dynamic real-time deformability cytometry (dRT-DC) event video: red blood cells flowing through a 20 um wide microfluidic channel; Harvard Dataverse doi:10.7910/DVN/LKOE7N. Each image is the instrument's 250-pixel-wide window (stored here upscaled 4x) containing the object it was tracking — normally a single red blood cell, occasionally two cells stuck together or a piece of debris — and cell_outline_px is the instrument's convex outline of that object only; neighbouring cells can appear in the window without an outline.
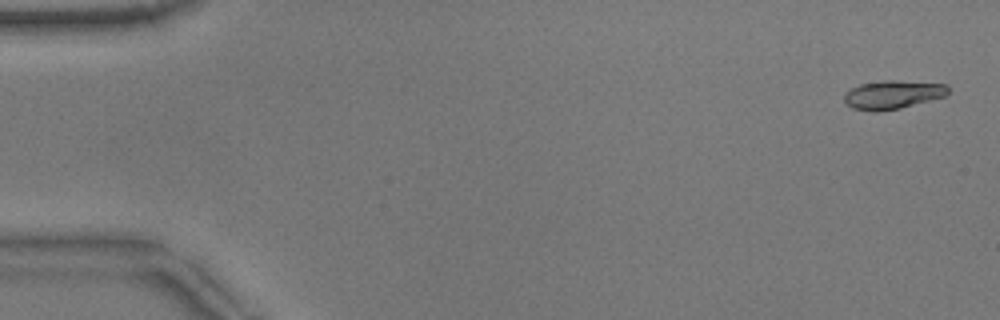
{"species": "common noctule bat (a hibernating species)", "species_latin": "Nyctalus noctula", "temperature_condition": "warm", "stored_images_in_passage": 53, "camera_frame_rate_fps": 3000, "um_per_image_px": 0.085, "animal": {"sex": "male", "body_mass_g": 17.9}, "frame": {"image": 1, "passage_image": 2, "time_ms": 0.333, "image_size_px": [1000, 320], "cell_outline_px": [[948, 92], [944, 96], [900, 108], [880, 112], [872, 112], [852, 108], [844, 100], [844, 92], [860, 84], [884, 80], [896, 80], [948, 84]], "centroid_in_image_um": [75.85, 8.04], "position_along_channel_um": 9.2, "area_um2": 17.28}}
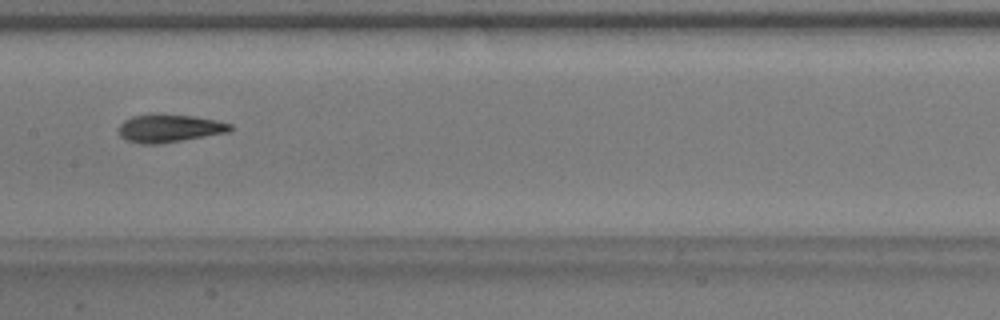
{"frame": {"image": 2, "passage_image": 27, "time_ms": 8.667, "image_size_px": [1000, 320], "cell_outline_px": [[232, 128], [228, 132], [156, 144], [140, 144], [128, 140], [120, 136], [120, 124], [124, 120], [132, 116], [156, 112], [192, 116], [216, 120], [232, 124]], "centroid_in_image_um": [14.36, 10.87], "position_along_channel_um": 193.0, "area_um2": 18.15}}
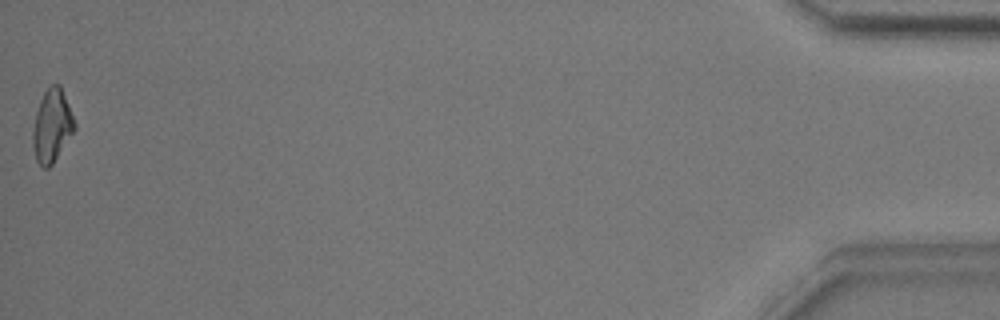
{"frame": {"image": 3, "passage_image": 53, "time_ms": 17.333, "image_size_px": [1000, 320], "cell_outline_px": [[76, 128], [52, 164], [48, 168], [44, 168], [36, 160], [32, 144], [32, 132], [36, 112], [40, 100], [44, 92], [52, 84], [60, 84], [76, 124]], "centroid_in_image_um": [4.41, 10.69], "position_along_channel_um": 430.8, "area_um2": 17.51}, "authors_computed_cell_mechanics": {"area_um2": 17.4556, "velocity_mm_per_s": 3.8425, "shape_relaxation_time_tau1_ms": 4.5839, "shape_relaxation_time_tau2_ms": 3.0689, "deformation_change_tau1": 0.2157, "deformation_change_tau2": 0.1217}}